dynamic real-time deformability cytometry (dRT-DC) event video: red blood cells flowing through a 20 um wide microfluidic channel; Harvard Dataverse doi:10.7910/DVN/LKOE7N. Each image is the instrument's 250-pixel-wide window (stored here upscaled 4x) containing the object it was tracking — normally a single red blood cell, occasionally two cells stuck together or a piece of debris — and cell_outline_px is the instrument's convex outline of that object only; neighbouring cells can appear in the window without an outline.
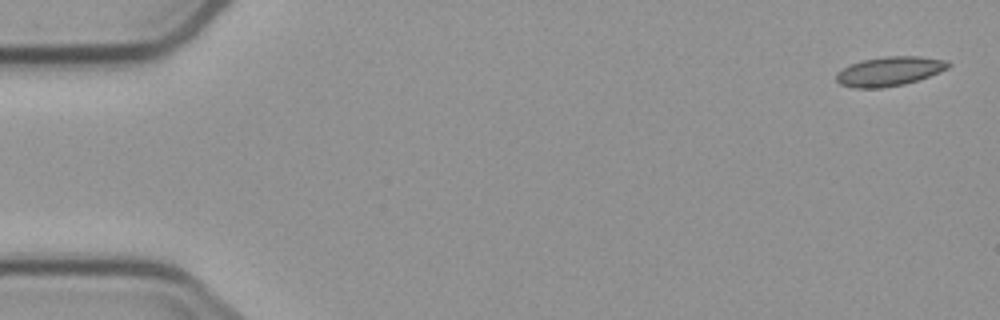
{"species": "common noctule bat (a hibernating species)", "species_latin": "Nyctalus noctula", "temperature_condition": "cold", "stored_images_in_passage": 5, "camera_frame_rate_fps": 3000, "um_per_image_px": 0.085, "animal": {"sex": "male", "body_mass_g": 23.1, "forearm_length_mm": 52.7}, "frame": {"image": 1, "passage_image": 1, "time_ms": 0.0, "image_size_px": [1000, 320], "cell_outline_px": [[952, 64], [948, 68], [940, 72], [904, 84], [880, 88], [856, 88], [840, 84], [836, 80], [836, 72], [852, 64], [864, 60], [884, 56], [920, 56], [944, 60]], "centroid_in_image_um": [75.6, 6.06], "position_along_channel_um": 9.4, "area_um2": 18.9}}
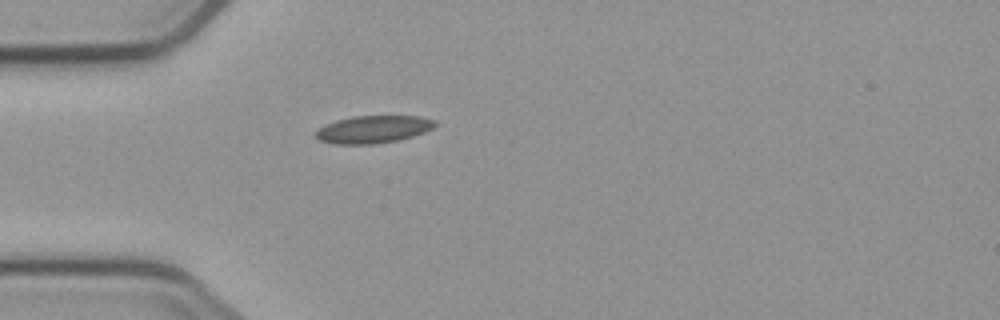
{"frame": {"image": 2, "passage_image": 5, "time_ms": 4.667, "image_size_px": [1000, 320], "cell_outline_px": [[436, 124], [432, 128], [424, 132], [400, 140], [372, 144], [336, 144], [320, 140], [316, 136], [316, 132], [324, 124], [336, 120], [352, 116], [420, 116], [436, 120]], "centroid_in_image_um": [31.74, 10.98], "position_along_channel_um": 53.3, "area_um2": 19.07}}